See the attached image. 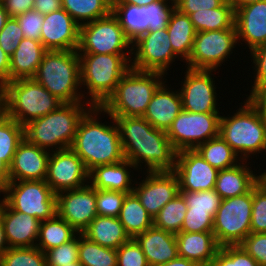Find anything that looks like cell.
<instances>
[{
  "instance_id": "cell-11",
  "label": "cell",
  "mask_w": 266,
  "mask_h": 266,
  "mask_svg": "<svg viewBox=\"0 0 266 266\" xmlns=\"http://www.w3.org/2000/svg\"><path fill=\"white\" fill-rule=\"evenodd\" d=\"M2 192L5 194L2 200L10 208L40 221L57 214L56 194L45 180L9 182Z\"/></svg>"
},
{
  "instance_id": "cell-54",
  "label": "cell",
  "mask_w": 266,
  "mask_h": 266,
  "mask_svg": "<svg viewBox=\"0 0 266 266\" xmlns=\"http://www.w3.org/2000/svg\"><path fill=\"white\" fill-rule=\"evenodd\" d=\"M255 69V80L252 88L266 85V44L251 52Z\"/></svg>"
},
{
  "instance_id": "cell-62",
  "label": "cell",
  "mask_w": 266,
  "mask_h": 266,
  "mask_svg": "<svg viewBox=\"0 0 266 266\" xmlns=\"http://www.w3.org/2000/svg\"><path fill=\"white\" fill-rule=\"evenodd\" d=\"M159 0H113V4H129L135 6H147Z\"/></svg>"
},
{
  "instance_id": "cell-52",
  "label": "cell",
  "mask_w": 266,
  "mask_h": 266,
  "mask_svg": "<svg viewBox=\"0 0 266 266\" xmlns=\"http://www.w3.org/2000/svg\"><path fill=\"white\" fill-rule=\"evenodd\" d=\"M213 231V217L208 213L188 211L180 232H206Z\"/></svg>"
},
{
  "instance_id": "cell-14",
  "label": "cell",
  "mask_w": 266,
  "mask_h": 266,
  "mask_svg": "<svg viewBox=\"0 0 266 266\" xmlns=\"http://www.w3.org/2000/svg\"><path fill=\"white\" fill-rule=\"evenodd\" d=\"M131 68L161 72L167 75L169 65L177 56L172 50L167 29L147 31L132 41Z\"/></svg>"
},
{
  "instance_id": "cell-23",
  "label": "cell",
  "mask_w": 266,
  "mask_h": 266,
  "mask_svg": "<svg viewBox=\"0 0 266 266\" xmlns=\"http://www.w3.org/2000/svg\"><path fill=\"white\" fill-rule=\"evenodd\" d=\"M2 221L9 248L35 247L41 221L10 208L2 200Z\"/></svg>"
},
{
  "instance_id": "cell-57",
  "label": "cell",
  "mask_w": 266,
  "mask_h": 266,
  "mask_svg": "<svg viewBox=\"0 0 266 266\" xmlns=\"http://www.w3.org/2000/svg\"><path fill=\"white\" fill-rule=\"evenodd\" d=\"M62 9V0H34L33 10L42 15Z\"/></svg>"
},
{
  "instance_id": "cell-35",
  "label": "cell",
  "mask_w": 266,
  "mask_h": 266,
  "mask_svg": "<svg viewBox=\"0 0 266 266\" xmlns=\"http://www.w3.org/2000/svg\"><path fill=\"white\" fill-rule=\"evenodd\" d=\"M62 8L81 26L110 15L113 0H62Z\"/></svg>"
},
{
  "instance_id": "cell-44",
  "label": "cell",
  "mask_w": 266,
  "mask_h": 266,
  "mask_svg": "<svg viewBox=\"0 0 266 266\" xmlns=\"http://www.w3.org/2000/svg\"><path fill=\"white\" fill-rule=\"evenodd\" d=\"M79 235L45 252L47 266H67L79 261Z\"/></svg>"
},
{
  "instance_id": "cell-28",
  "label": "cell",
  "mask_w": 266,
  "mask_h": 266,
  "mask_svg": "<svg viewBox=\"0 0 266 266\" xmlns=\"http://www.w3.org/2000/svg\"><path fill=\"white\" fill-rule=\"evenodd\" d=\"M47 51L41 41L23 38L10 57L9 82L20 78H33Z\"/></svg>"
},
{
  "instance_id": "cell-9",
  "label": "cell",
  "mask_w": 266,
  "mask_h": 266,
  "mask_svg": "<svg viewBox=\"0 0 266 266\" xmlns=\"http://www.w3.org/2000/svg\"><path fill=\"white\" fill-rule=\"evenodd\" d=\"M127 48H130L128 52ZM77 52L78 54L130 55L132 54V40L125 34L118 18L111 13L106 17L79 26Z\"/></svg>"
},
{
  "instance_id": "cell-38",
  "label": "cell",
  "mask_w": 266,
  "mask_h": 266,
  "mask_svg": "<svg viewBox=\"0 0 266 266\" xmlns=\"http://www.w3.org/2000/svg\"><path fill=\"white\" fill-rule=\"evenodd\" d=\"M24 138V126L0 108V159L8 166L11 165L17 147Z\"/></svg>"
},
{
  "instance_id": "cell-60",
  "label": "cell",
  "mask_w": 266,
  "mask_h": 266,
  "mask_svg": "<svg viewBox=\"0 0 266 266\" xmlns=\"http://www.w3.org/2000/svg\"><path fill=\"white\" fill-rule=\"evenodd\" d=\"M8 248L9 247L5 239L4 225L2 221V201H0V257Z\"/></svg>"
},
{
  "instance_id": "cell-46",
  "label": "cell",
  "mask_w": 266,
  "mask_h": 266,
  "mask_svg": "<svg viewBox=\"0 0 266 266\" xmlns=\"http://www.w3.org/2000/svg\"><path fill=\"white\" fill-rule=\"evenodd\" d=\"M127 193L96 189L97 215L118 217Z\"/></svg>"
},
{
  "instance_id": "cell-13",
  "label": "cell",
  "mask_w": 266,
  "mask_h": 266,
  "mask_svg": "<svg viewBox=\"0 0 266 266\" xmlns=\"http://www.w3.org/2000/svg\"><path fill=\"white\" fill-rule=\"evenodd\" d=\"M237 42L235 25L230 29L196 32L190 56L186 61L187 68L217 70L233 53Z\"/></svg>"
},
{
  "instance_id": "cell-19",
  "label": "cell",
  "mask_w": 266,
  "mask_h": 266,
  "mask_svg": "<svg viewBox=\"0 0 266 266\" xmlns=\"http://www.w3.org/2000/svg\"><path fill=\"white\" fill-rule=\"evenodd\" d=\"M179 181L180 191L199 192L215 189L219 170L209 165L196 150L177 152L173 171Z\"/></svg>"
},
{
  "instance_id": "cell-59",
  "label": "cell",
  "mask_w": 266,
  "mask_h": 266,
  "mask_svg": "<svg viewBox=\"0 0 266 266\" xmlns=\"http://www.w3.org/2000/svg\"><path fill=\"white\" fill-rule=\"evenodd\" d=\"M10 182L9 166L0 159V193Z\"/></svg>"
},
{
  "instance_id": "cell-37",
  "label": "cell",
  "mask_w": 266,
  "mask_h": 266,
  "mask_svg": "<svg viewBox=\"0 0 266 266\" xmlns=\"http://www.w3.org/2000/svg\"><path fill=\"white\" fill-rule=\"evenodd\" d=\"M112 13L118 18L125 34L134 41L149 28L148 8L129 4H113Z\"/></svg>"
},
{
  "instance_id": "cell-29",
  "label": "cell",
  "mask_w": 266,
  "mask_h": 266,
  "mask_svg": "<svg viewBox=\"0 0 266 266\" xmlns=\"http://www.w3.org/2000/svg\"><path fill=\"white\" fill-rule=\"evenodd\" d=\"M241 163L228 169L219 170L215 191L222 200L244 195L259 182V176H256L253 171L249 169L251 167L245 165L244 160H242Z\"/></svg>"
},
{
  "instance_id": "cell-47",
  "label": "cell",
  "mask_w": 266,
  "mask_h": 266,
  "mask_svg": "<svg viewBox=\"0 0 266 266\" xmlns=\"http://www.w3.org/2000/svg\"><path fill=\"white\" fill-rule=\"evenodd\" d=\"M167 1L169 0H159L146 6L148 8L149 19L148 31L167 29L171 15L176 9L174 0H170L172 1V5H170V3Z\"/></svg>"
},
{
  "instance_id": "cell-24",
  "label": "cell",
  "mask_w": 266,
  "mask_h": 266,
  "mask_svg": "<svg viewBox=\"0 0 266 266\" xmlns=\"http://www.w3.org/2000/svg\"><path fill=\"white\" fill-rule=\"evenodd\" d=\"M182 110V98L179 90H168L163 82L154 92L143 118L154 128L167 132Z\"/></svg>"
},
{
  "instance_id": "cell-49",
  "label": "cell",
  "mask_w": 266,
  "mask_h": 266,
  "mask_svg": "<svg viewBox=\"0 0 266 266\" xmlns=\"http://www.w3.org/2000/svg\"><path fill=\"white\" fill-rule=\"evenodd\" d=\"M23 38L24 35L17 19L9 17L0 31V47L11 57Z\"/></svg>"
},
{
  "instance_id": "cell-3",
  "label": "cell",
  "mask_w": 266,
  "mask_h": 266,
  "mask_svg": "<svg viewBox=\"0 0 266 266\" xmlns=\"http://www.w3.org/2000/svg\"><path fill=\"white\" fill-rule=\"evenodd\" d=\"M84 102L90 105L87 101L63 103L57 110L30 121L24 126V137L48 151L49 147H55V151L70 148L80 119L92 107H84Z\"/></svg>"
},
{
  "instance_id": "cell-55",
  "label": "cell",
  "mask_w": 266,
  "mask_h": 266,
  "mask_svg": "<svg viewBox=\"0 0 266 266\" xmlns=\"http://www.w3.org/2000/svg\"><path fill=\"white\" fill-rule=\"evenodd\" d=\"M251 89L247 99L266 122V85Z\"/></svg>"
},
{
  "instance_id": "cell-34",
  "label": "cell",
  "mask_w": 266,
  "mask_h": 266,
  "mask_svg": "<svg viewBox=\"0 0 266 266\" xmlns=\"http://www.w3.org/2000/svg\"><path fill=\"white\" fill-rule=\"evenodd\" d=\"M79 234L66 220L57 214L45 221H41L36 247L44 253L54 247L72 240Z\"/></svg>"
},
{
  "instance_id": "cell-33",
  "label": "cell",
  "mask_w": 266,
  "mask_h": 266,
  "mask_svg": "<svg viewBox=\"0 0 266 266\" xmlns=\"http://www.w3.org/2000/svg\"><path fill=\"white\" fill-rule=\"evenodd\" d=\"M196 32L230 29L235 25V9L229 0L220 7L189 15Z\"/></svg>"
},
{
  "instance_id": "cell-68",
  "label": "cell",
  "mask_w": 266,
  "mask_h": 266,
  "mask_svg": "<svg viewBox=\"0 0 266 266\" xmlns=\"http://www.w3.org/2000/svg\"><path fill=\"white\" fill-rule=\"evenodd\" d=\"M198 266H213L212 264H207V265H198Z\"/></svg>"
},
{
  "instance_id": "cell-66",
  "label": "cell",
  "mask_w": 266,
  "mask_h": 266,
  "mask_svg": "<svg viewBox=\"0 0 266 266\" xmlns=\"http://www.w3.org/2000/svg\"><path fill=\"white\" fill-rule=\"evenodd\" d=\"M67 266H84L82 263H80L79 261L74 262V263H70V265Z\"/></svg>"
},
{
  "instance_id": "cell-4",
  "label": "cell",
  "mask_w": 266,
  "mask_h": 266,
  "mask_svg": "<svg viewBox=\"0 0 266 266\" xmlns=\"http://www.w3.org/2000/svg\"><path fill=\"white\" fill-rule=\"evenodd\" d=\"M62 104L34 78L12 80L0 90V108L22 126L57 110Z\"/></svg>"
},
{
  "instance_id": "cell-65",
  "label": "cell",
  "mask_w": 266,
  "mask_h": 266,
  "mask_svg": "<svg viewBox=\"0 0 266 266\" xmlns=\"http://www.w3.org/2000/svg\"><path fill=\"white\" fill-rule=\"evenodd\" d=\"M259 182L266 188V176H259Z\"/></svg>"
},
{
  "instance_id": "cell-10",
  "label": "cell",
  "mask_w": 266,
  "mask_h": 266,
  "mask_svg": "<svg viewBox=\"0 0 266 266\" xmlns=\"http://www.w3.org/2000/svg\"><path fill=\"white\" fill-rule=\"evenodd\" d=\"M252 189L223 199L213 218V233L220 247L240 245L251 232Z\"/></svg>"
},
{
  "instance_id": "cell-31",
  "label": "cell",
  "mask_w": 266,
  "mask_h": 266,
  "mask_svg": "<svg viewBox=\"0 0 266 266\" xmlns=\"http://www.w3.org/2000/svg\"><path fill=\"white\" fill-rule=\"evenodd\" d=\"M167 32L174 54L187 61L196 35L189 15L183 14L175 9L168 22Z\"/></svg>"
},
{
  "instance_id": "cell-41",
  "label": "cell",
  "mask_w": 266,
  "mask_h": 266,
  "mask_svg": "<svg viewBox=\"0 0 266 266\" xmlns=\"http://www.w3.org/2000/svg\"><path fill=\"white\" fill-rule=\"evenodd\" d=\"M2 266H47L45 253L35 247L8 248L0 257Z\"/></svg>"
},
{
  "instance_id": "cell-30",
  "label": "cell",
  "mask_w": 266,
  "mask_h": 266,
  "mask_svg": "<svg viewBox=\"0 0 266 266\" xmlns=\"http://www.w3.org/2000/svg\"><path fill=\"white\" fill-rule=\"evenodd\" d=\"M81 234L92 242L115 250L130 239L119 218L109 216L97 215Z\"/></svg>"
},
{
  "instance_id": "cell-51",
  "label": "cell",
  "mask_w": 266,
  "mask_h": 266,
  "mask_svg": "<svg viewBox=\"0 0 266 266\" xmlns=\"http://www.w3.org/2000/svg\"><path fill=\"white\" fill-rule=\"evenodd\" d=\"M259 266H266V233H249L240 244Z\"/></svg>"
},
{
  "instance_id": "cell-8",
  "label": "cell",
  "mask_w": 266,
  "mask_h": 266,
  "mask_svg": "<svg viewBox=\"0 0 266 266\" xmlns=\"http://www.w3.org/2000/svg\"><path fill=\"white\" fill-rule=\"evenodd\" d=\"M219 136L244 161L266 151V122L248 99L233 116H221Z\"/></svg>"
},
{
  "instance_id": "cell-48",
  "label": "cell",
  "mask_w": 266,
  "mask_h": 266,
  "mask_svg": "<svg viewBox=\"0 0 266 266\" xmlns=\"http://www.w3.org/2000/svg\"><path fill=\"white\" fill-rule=\"evenodd\" d=\"M117 266H149L140 245L130 238L117 250Z\"/></svg>"
},
{
  "instance_id": "cell-64",
  "label": "cell",
  "mask_w": 266,
  "mask_h": 266,
  "mask_svg": "<svg viewBox=\"0 0 266 266\" xmlns=\"http://www.w3.org/2000/svg\"><path fill=\"white\" fill-rule=\"evenodd\" d=\"M234 7H242L249 4H253L255 2H258L260 0H229Z\"/></svg>"
},
{
  "instance_id": "cell-18",
  "label": "cell",
  "mask_w": 266,
  "mask_h": 266,
  "mask_svg": "<svg viewBox=\"0 0 266 266\" xmlns=\"http://www.w3.org/2000/svg\"><path fill=\"white\" fill-rule=\"evenodd\" d=\"M146 172V179L139 182L132 192L154 218L165 204L180 193L179 181L173 171Z\"/></svg>"
},
{
  "instance_id": "cell-43",
  "label": "cell",
  "mask_w": 266,
  "mask_h": 266,
  "mask_svg": "<svg viewBox=\"0 0 266 266\" xmlns=\"http://www.w3.org/2000/svg\"><path fill=\"white\" fill-rule=\"evenodd\" d=\"M213 266H259L241 245L222 246L212 262Z\"/></svg>"
},
{
  "instance_id": "cell-45",
  "label": "cell",
  "mask_w": 266,
  "mask_h": 266,
  "mask_svg": "<svg viewBox=\"0 0 266 266\" xmlns=\"http://www.w3.org/2000/svg\"><path fill=\"white\" fill-rule=\"evenodd\" d=\"M266 233V188L258 182L252 188L251 233Z\"/></svg>"
},
{
  "instance_id": "cell-7",
  "label": "cell",
  "mask_w": 266,
  "mask_h": 266,
  "mask_svg": "<svg viewBox=\"0 0 266 266\" xmlns=\"http://www.w3.org/2000/svg\"><path fill=\"white\" fill-rule=\"evenodd\" d=\"M33 78L63 103L82 102L84 94L78 92L81 83L77 50H48Z\"/></svg>"
},
{
  "instance_id": "cell-5",
  "label": "cell",
  "mask_w": 266,
  "mask_h": 266,
  "mask_svg": "<svg viewBox=\"0 0 266 266\" xmlns=\"http://www.w3.org/2000/svg\"><path fill=\"white\" fill-rule=\"evenodd\" d=\"M164 73L130 68L121 78L114 93L101 106L113 117H143L149 102L166 81Z\"/></svg>"
},
{
  "instance_id": "cell-15",
  "label": "cell",
  "mask_w": 266,
  "mask_h": 266,
  "mask_svg": "<svg viewBox=\"0 0 266 266\" xmlns=\"http://www.w3.org/2000/svg\"><path fill=\"white\" fill-rule=\"evenodd\" d=\"M88 180L89 171L71 148L57 151L51 149L45 181L55 194L81 188L90 183Z\"/></svg>"
},
{
  "instance_id": "cell-16",
  "label": "cell",
  "mask_w": 266,
  "mask_h": 266,
  "mask_svg": "<svg viewBox=\"0 0 266 266\" xmlns=\"http://www.w3.org/2000/svg\"><path fill=\"white\" fill-rule=\"evenodd\" d=\"M216 70L190 69L185 72L182 89H179L183 110L191 113H220L217 108L215 81L211 72Z\"/></svg>"
},
{
  "instance_id": "cell-2",
  "label": "cell",
  "mask_w": 266,
  "mask_h": 266,
  "mask_svg": "<svg viewBox=\"0 0 266 266\" xmlns=\"http://www.w3.org/2000/svg\"><path fill=\"white\" fill-rule=\"evenodd\" d=\"M101 107L92 106L80 119L71 149L82 159L88 171L99 165L125 159L119 127L111 115L113 125L98 121ZM115 122V123H114Z\"/></svg>"
},
{
  "instance_id": "cell-20",
  "label": "cell",
  "mask_w": 266,
  "mask_h": 266,
  "mask_svg": "<svg viewBox=\"0 0 266 266\" xmlns=\"http://www.w3.org/2000/svg\"><path fill=\"white\" fill-rule=\"evenodd\" d=\"M40 41L47 50H77L79 25L63 8L44 15Z\"/></svg>"
},
{
  "instance_id": "cell-61",
  "label": "cell",
  "mask_w": 266,
  "mask_h": 266,
  "mask_svg": "<svg viewBox=\"0 0 266 266\" xmlns=\"http://www.w3.org/2000/svg\"><path fill=\"white\" fill-rule=\"evenodd\" d=\"M156 266H198L194 261L188 260L186 258L177 257L169 262Z\"/></svg>"
},
{
  "instance_id": "cell-63",
  "label": "cell",
  "mask_w": 266,
  "mask_h": 266,
  "mask_svg": "<svg viewBox=\"0 0 266 266\" xmlns=\"http://www.w3.org/2000/svg\"><path fill=\"white\" fill-rule=\"evenodd\" d=\"M8 19H9V15L7 11L4 9L3 3L0 0V31L3 29Z\"/></svg>"
},
{
  "instance_id": "cell-32",
  "label": "cell",
  "mask_w": 266,
  "mask_h": 266,
  "mask_svg": "<svg viewBox=\"0 0 266 266\" xmlns=\"http://www.w3.org/2000/svg\"><path fill=\"white\" fill-rule=\"evenodd\" d=\"M118 218L130 238H135L153 226V218L133 192L126 195Z\"/></svg>"
},
{
  "instance_id": "cell-12",
  "label": "cell",
  "mask_w": 266,
  "mask_h": 266,
  "mask_svg": "<svg viewBox=\"0 0 266 266\" xmlns=\"http://www.w3.org/2000/svg\"><path fill=\"white\" fill-rule=\"evenodd\" d=\"M219 114H198L182 110L166 132L175 150H195L200 144L218 136Z\"/></svg>"
},
{
  "instance_id": "cell-40",
  "label": "cell",
  "mask_w": 266,
  "mask_h": 266,
  "mask_svg": "<svg viewBox=\"0 0 266 266\" xmlns=\"http://www.w3.org/2000/svg\"><path fill=\"white\" fill-rule=\"evenodd\" d=\"M79 262L84 266H117V251L88 240L79 233Z\"/></svg>"
},
{
  "instance_id": "cell-21",
  "label": "cell",
  "mask_w": 266,
  "mask_h": 266,
  "mask_svg": "<svg viewBox=\"0 0 266 266\" xmlns=\"http://www.w3.org/2000/svg\"><path fill=\"white\" fill-rule=\"evenodd\" d=\"M50 151L24 138L18 145L9 166L10 182L45 180Z\"/></svg>"
},
{
  "instance_id": "cell-39",
  "label": "cell",
  "mask_w": 266,
  "mask_h": 266,
  "mask_svg": "<svg viewBox=\"0 0 266 266\" xmlns=\"http://www.w3.org/2000/svg\"><path fill=\"white\" fill-rule=\"evenodd\" d=\"M187 209L188 206L179 193L174 199L165 204L153 218V226L177 234L181 231Z\"/></svg>"
},
{
  "instance_id": "cell-56",
  "label": "cell",
  "mask_w": 266,
  "mask_h": 266,
  "mask_svg": "<svg viewBox=\"0 0 266 266\" xmlns=\"http://www.w3.org/2000/svg\"><path fill=\"white\" fill-rule=\"evenodd\" d=\"M9 17H16L33 10L34 0H1Z\"/></svg>"
},
{
  "instance_id": "cell-50",
  "label": "cell",
  "mask_w": 266,
  "mask_h": 266,
  "mask_svg": "<svg viewBox=\"0 0 266 266\" xmlns=\"http://www.w3.org/2000/svg\"><path fill=\"white\" fill-rule=\"evenodd\" d=\"M21 27L24 38L39 40L41 36L44 15L31 10L15 17Z\"/></svg>"
},
{
  "instance_id": "cell-27",
  "label": "cell",
  "mask_w": 266,
  "mask_h": 266,
  "mask_svg": "<svg viewBox=\"0 0 266 266\" xmlns=\"http://www.w3.org/2000/svg\"><path fill=\"white\" fill-rule=\"evenodd\" d=\"M136 169V167L127 159L120 162L99 165L89 171V181L91 186L99 190H113L132 193L134 186L131 175L127 168ZM132 181V182H131Z\"/></svg>"
},
{
  "instance_id": "cell-36",
  "label": "cell",
  "mask_w": 266,
  "mask_h": 266,
  "mask_svg": "<svg viewBox=\"0 0 266 266\" xmlns=\"http://www.w3.org/2000/svg\"><path fill=\"white\" fill-rule=\"evenodd\" d=\"M195 150L209 165L218 170L234 167L242 161L219 135L200 144Z\"/></svg>"
},
{
  "instance_id": "cell-17",
  "label": "cell",
  "mask_w": 266,
  "mask_h": 266,
  "mask_svg": "<svg viewBox=\"0 0 266 266\" xmlns=\"http://www.w3.org/2000/svg\"><path fill=\"white\" fill-rule=\"evenodd\" d=\"M56 210L78 233L97 216L96 189L87 184L78 189L56 194Z\"/></svg>"
},
{
  "instance_id": "cell-6",
  "label": "cell",
  "mask_w": 266,
  "mask_h": 266,
  "mask_svg": "<svg viewBox=\"0 0 266 266\" xmlns=\"http://www.w3.org/2000/svg\"><path fill=\"white\" fill-rule=\"evenodd\" d=\"M131 58L128 54H79L80 83L88 89L90 106L101 107L114 93L131 68Z\"/></svg>"
},
{
  "instance_id": "cell-22",
  "label": "cell",
  "mask_w": 266,
  "mask_h": 266,
  "mask_svg": "<svg viewBox=\"0 0 266 266\" xmlns=\"http://www.w3.org/2000/svg\"><path fill=\"white\" fill-rule=\"evenodd\" d=\"M235 9V26L238 40L241 38L250 52L266 44V0Z\"/></svg>"
},
{
  "instance_id": "cell-58",
  "label": "cell",
  "mask_w": 266,
  "mask_h": 266,
  "mask_svg": "<svg viewBox=\"0 0 266 266\" xmlns=\"http://www.w3.org/2000/svg\"><path fill=\"white\" fill-rule=\"evenodd\" d=\"M10 57L0 47V90L9 82Z\"/></svg>"
},
{
  "instance_id": "cell-1",
  "label": "cell",
  "mask_w": 266,
  "mask_h": 266,
  "mask_svg": "<svg viewBox=\"0 0 266 266\" xmlns=\"http://www.w3.org/2000/svg\"><path fill=\"white\" fill-rule=\"evenodd\" d=\"M119 127L125 159L138 170L144 163L148 172L174 171L177 151L166 131L154 128L143 117H114Z\"/></svg>"
},
{
  "instance_id": "cell-53",
  "label": "cell",
  "mask_w": 266,
  "mask_h": 266,
  "mask_svg": "<svg viewBox=\"0 0 266 266\" xmlns=\"http://www.w3.org/2000/svg\"><path fill=\"white\" fill-rule=\"evenodd\" d=\"M176 9L186 15L220 7L226 0H174Z\"/></svg>"
},
{
  "instance_id": "cell-42",
  "label": "cell",
  "mask_w": 266,
  "mask_h": 266,
  "mask_svg": "<svg viewBox=\"0 0 266 266\" xmlns=\"http://www.w3.org/2000/svg\"><path fill=\"white\" fill-rule=\"evenodd\" d=\"M180 194L183 196L188 206V211L208 213L213 218L222 201V198L215 189L202 190L199 192L180 191Z\"/></svg>"
},
{
  "instance_id": "cell-67",
  "label": "cell",
  "mask_w": 266,
  "mask_h": 266,
  "mask_svg": "<svg viewBox=\"0 0 266 266\" xmlns=\"http://www.w3.org/2000/svg\"><path fill=\"white\" fill-rule=\"evenodd\" d=\"M258 176H266V171L263 172L262 174L258 175Z\"/></svg>"
},
{
  "instance_id": "cell-25",
  "label": "cell",
  "mask_w": 266,
  "mask_h": 266,
  "mask_svg": "<svg viewBox=\"0 0 266 266\" xmlns=\"http://www.w3.org/2000/svg\"><path fill=\"white\" fill-rule=\"evenodd\" d=\"M134 239L140 245L149 266L164 264L178 257L174 233L152 226Z\"/></svg>"
},
{
  "instance_id": "cell-26",
  "label": "cell",
  "mask_w": 266,
  "mask_h": 266,
  "mask_svg": "<svg viewBox=\"0 0 266 266\" xmlns=\"http://www.w3.org/2000/svg\"><path fill=\"white\" fill-rule=\"evenodd\" d=\"M175 236L178 256L194 261L198 265L212 264L220 249L212 231L179 232Z\"/></svg>"
}]
</instances>
